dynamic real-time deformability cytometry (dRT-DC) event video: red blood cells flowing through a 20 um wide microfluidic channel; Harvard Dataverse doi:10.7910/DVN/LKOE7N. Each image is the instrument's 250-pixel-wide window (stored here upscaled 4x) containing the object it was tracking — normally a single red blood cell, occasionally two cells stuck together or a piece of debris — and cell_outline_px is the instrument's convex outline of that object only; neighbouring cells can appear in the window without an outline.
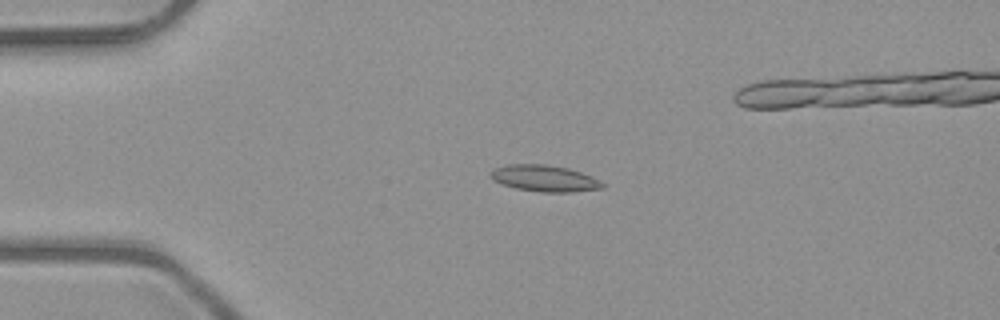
{"species": "common noctule bat (a hibernating species)", "species_latin": "Nyctalus noctula", "temperature_condition": "room temperature", "stored_images_in_passage": 41, "camera_frame_rate_fps": 3000, "um_per_image_px": 0.085, "animal": {"sex": "male", "body_mass_g": 23.1, "forearm_length_mm": 52.7}, "frame": {"image": 1, "passage_image": 1, "time_ms": 0.0, "image_size_px": [1000, 320], "cell_outline_px": [[604, 188], [572, 192], [540, 192], [516, 188], [500, 184], [492, 180], [488, 176], [492, 168], [504, 164], [544, 164], [568, 168], [592, 176], [600, 180], [604, 184]], "centroid_in_image_um": [46.22, 15.15], "position_along_channel_um": 38.8, "area_um2": 17.51}}
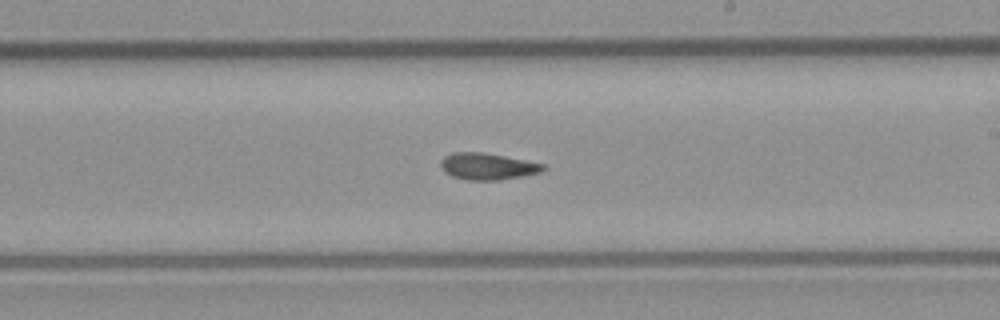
{"frame": {"image": 2, "passage_image": 19, "time_ms": 6.0, "image_size_px": [1000, 320], "cell_outline_px": [[544, 168], [540, 172], [500, 180], [468, 180], [452, 176], [444, 172], [440, 164], [440, 160], [444, 156], [452, 152], [484, 152], [544, 164]], "centroid_in_image_um": [41.37, 14.13], "position_along_channel_um": 247.6, "area_um2": 15.78}}
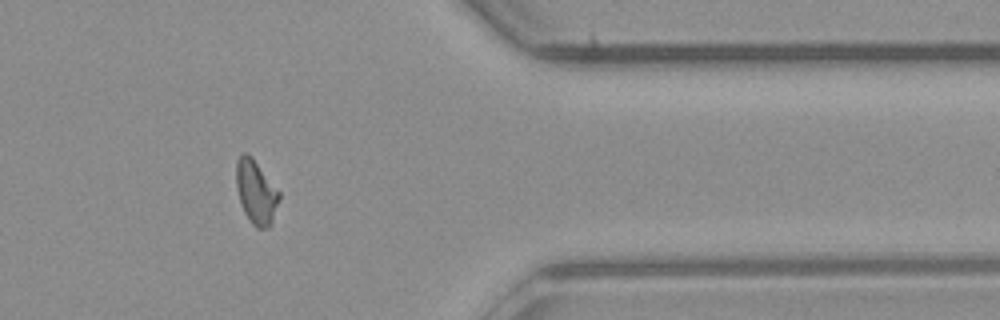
{"frame": {"image": 3, "passage_image": 31, "time_ms": 10.0, "image_size_px": [1000, 320], "cell_outline_px": [[280, 200], [272, 224], [268, 228], [256, 228], [248, 220], [240, 204], [236, 188], [236, 160], [244, 152], [252, 156], [280, 192]], "centroid_in_image_um": [21.77, 16.35], "position_along_channel_um": 389.6, "area_um2": 16.3}}